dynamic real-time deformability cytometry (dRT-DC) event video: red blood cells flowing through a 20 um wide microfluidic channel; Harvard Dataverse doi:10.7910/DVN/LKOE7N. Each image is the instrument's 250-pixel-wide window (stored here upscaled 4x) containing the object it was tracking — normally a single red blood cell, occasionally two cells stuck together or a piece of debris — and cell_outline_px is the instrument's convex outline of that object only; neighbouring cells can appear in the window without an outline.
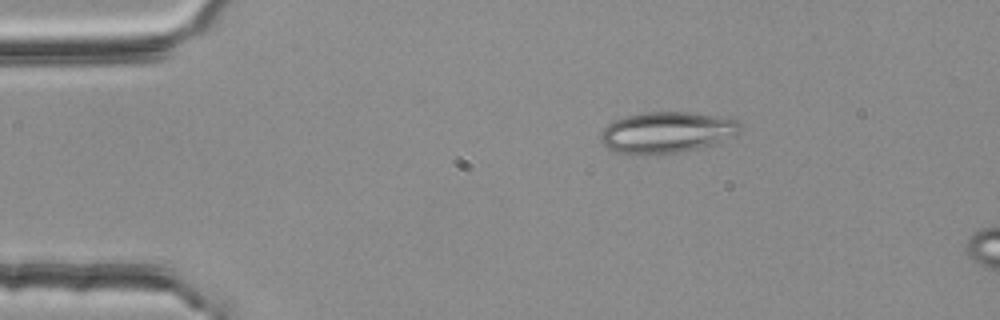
{"species": "common noctule bat (a hibernating species)", "species_latin": "Nyctalus noctula", "temperature_condition": "room temperature", "stored_images_in_passage": 8, "camera_frame_rate_fps": 3000, "um_per_image_px": 0.085, "animal": {"sex": "female", "body_mass_g": 25.1}, "frame": {"image": 1, "passage_image": 2, "time_ms": 0.333, "image_size_px": [1000, 320], "cell_outline_px": [[740, 132], [736, 136], [712, 144], [680, 152], [656, 156], [632, 156], [616, 152], [608, 148], [600, 140], [600, 136], [604, 128], [612, 120], [624, 116], [644, 112], [688, 112], [736, 120], [740, 124]], "centroid_in_image_um": [56.6, 11.28], "position_along_channel_um": 28.4, "area_um2": 33.87}}